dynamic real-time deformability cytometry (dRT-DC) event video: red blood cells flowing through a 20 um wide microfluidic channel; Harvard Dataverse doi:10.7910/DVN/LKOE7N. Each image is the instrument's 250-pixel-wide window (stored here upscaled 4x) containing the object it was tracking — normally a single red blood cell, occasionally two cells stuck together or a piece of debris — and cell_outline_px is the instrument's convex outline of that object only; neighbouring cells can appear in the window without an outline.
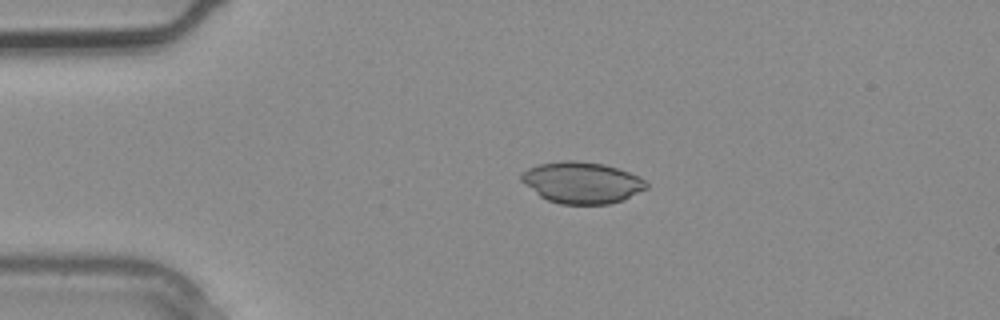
{"species": "common noctule bat (a hibernating species)", "species_latin": "Nyctalus noctula", "temperature_condition": "warm", "stored_images_in_passage": 2, "camera_frame_rate_fps": 3000, "um_per_image_px": 0.085, "animal": {"sex": "male", "body_mass_g": 20.4}, "frame": {"image": 1, "passage_image": 2, "time_ms": 0.333, "image_size_px": [1000, 320], "cell_outline_px": [[648, 188], [624, 200], [608, 204], [560, 204], [548, 200], [540, 196], [524, 184], [520, 180], [520, 172], [528, 168], [540, 164], [564, 160], [572, 160], [604, 164], [628, 172], [644, 180], [648, 184]], "centroid_in_image_um": [49.44, 15.52], "position_along_channel_um": 35.6, "area_um2": 30.17}}